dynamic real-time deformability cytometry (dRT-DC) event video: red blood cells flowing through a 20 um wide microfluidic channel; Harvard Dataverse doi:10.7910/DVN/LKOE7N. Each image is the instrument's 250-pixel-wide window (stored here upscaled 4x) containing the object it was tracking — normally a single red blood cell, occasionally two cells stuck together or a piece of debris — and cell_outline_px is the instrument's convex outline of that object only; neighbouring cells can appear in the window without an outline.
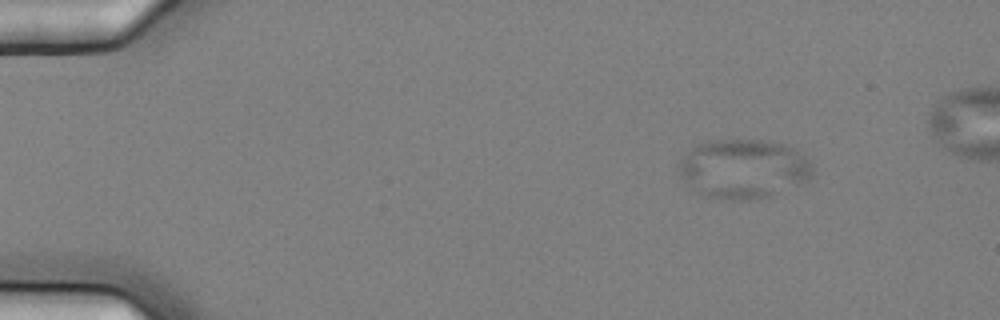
{"species": "common noctule bat (a hibernating species)", "species_latin": "Nyctalus noctula", "temperature_condition": "cold", "stored_images_in_passage": 5, "camera_frame_rate_fps": 3000, "um_per_image_px": 0.085, "animal": {"sex": "female", "body_mass_g": 25.1}, "frame": {"image": 1, "passage_image": 1, "time_ms": 0.0, "image_size_px": [1000, 320], "cell_outline_px": [[812, 176], [808, 180], [768, 196], [748, 200], [740, 200], [708, 196], [700, 192], [688, 184], [680, 176], [676, 168], [676, 164], [696, 144], [704, 140], [760, 140], [784, 144], [796, 148], [812, 164]], "centroid_in_image_um": [63.18, 14.32], "position_along_channel_um": 21.8, "area_um2": 45.89}}